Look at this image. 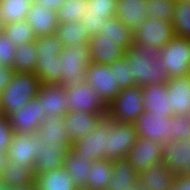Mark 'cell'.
<instances>
[{
  "label": "cell",
  "mask_w": 190,
  "mask_h": 190,
  "mask_svg": "<svg viewBox=\"0 0 190 190\" xmlns=\"http://www.w3.org/2000/svg\"><path fill=\"white\" fill-rule=\"evenodd\" d=\"M158 53L156 48L138 43H132L125 51L124 58L131 67V78L137 86L143 88L169 82L171 77L159 62Z\"/></svg>",
  "instance_id": "6da1fadb"
},
{
  "label": "cell",
  "mask_w": 190,
  "mask_h": 190,
  "mask_svg": "<svg viewBox=\"0 0 190 190\" xmlns=\"http://www.w3.org/2000/svg\"><path fill=\"white\" fill-rule=\"evenodd\" d=\"M40 80L34 73L14 72L8 86L0 94V112L9 116L37 96Z\"/></svg>",
  "instance_id": "7a4b0ae2"
},
{
  "label": "cell",
  "mask_w": 190,
  "mask_h": 190,
  "mask_svg": "<svg viewBox=\"0 0 190 190\" xmlns=\"http://www.w3.org/2000/svg\"><path fill=\"white\" fill-rule=\"evenodd\" d=\"M59 58L61 85L70 86L85 81L88 64L92 62L89 43L64 46Z\"/></svg>",
  "instance_id": "3957f363"
},
{
  "label": "cell",
  "mask_w": 190,
  "mask_h": 190,
  "mask_svg": "<svg viewBox=\"0 0 190 190\" xmlns=\"http://www.w3.org/2000/svg\"><path fill=\"white\" fill-rule=\"evenodd\" d=\"M142 87L121 88L107 106V118L115 122L134 123L144 111Z\"/></svg>",
  "instance_id": "277c9868"
},
{
  "label": "cell",
  "mask_w": 190,
  "mask_h": 190,
  "mask_svg": "<svg viewBox=\"0 0 190 190\" xmlns=\"http://www.w3.org/2000/svg\"><path fill=\"white\" fill-rule=\"evenodd\" d=\"M158 56L171 78L190 75V39L175 36L159 51Z\"/></svg>",
  "instance_id": "5b68a950"
},
{
  "label": "cell",
  "mask_w": 190,
  "mask_h": 190,
  "mask_svg": "<svg viewBox=\"0 0 190 190\" xmlns=\"http://www.w3.org/2000/svg\"><path fill=\"white\" fill-rule=\"evenodd\" d=\"M111 133L112 121L105 117L89 134L72 142L71 149L77 155L93 161L106 159L107 135Z\"/></svg>",
  "instance_id": "8992f818"
},
{
  "label": "cell",
  "mask_w": 190,
  "mask_h": 190,
  "mask_svg": "<svg viewBox=\"0 0 190 190\" xmlns=\"http://www.w3.org/2000/svg\"><path fill=\"white\" fill-rule=\"evenodd\" d=\"M132 34L133 43L154 47L159 51L175 37L172 23L156 17L147 18L133 29Z\"/></svg>",
  "instance_id": "52a82bcc"
},
{
  "label": "cell",
  "mask_w": 190,
  "mask_h": 190,
  "mask_svg": "<svg viewBox=\"0 0 190 190\" xmlns=\"http://www.w3.org/2000/svg\"><path fill=\"white\" fill-rule=\"evenodd\" d=\"M64 87L66 89L68 112L79 111L107 114V105L103 102L98 93L85 81Z\"/></svg>",
  "instance_id": "ba28073f"
},
{
  "label": "cell",
  "mask_w": 190,
  "mask_h": 190,
  "mask_svg": "<svg viewBox=\"0 0 190 190\" xmlns=\"http://www.w3.org/2000/svg\"><path fill=\"white\" fill-rule=\"evenodd\" d=\"M85 82L91 86L108 106L121 90L116 84L115 71L109 65L95 62L88 64Z\"/></svg>",
  "instance_id": "9c48e42d"
},
{
  "label": "cell",
  "mask_w": 190,
  "mask_h": 190,
  "mask_svg": "<svg viewBox=\"0 0 190 190\" xmlns=\"http://www.w3.org/2000/svg\"><path fill=\"white\" fill-rule=\"evenodd\" d=\"M8 117L15 135H27L33 134L39 128L46 114L39 98L35 96L29 103L23 104L21 109L15 110Z\"/></svg>",
  "instance_id": "30bf717a"
},
{
  "label": "cell",
  "mask_w": 190,
  "mask_h": 190,
  "mask_svg": "<svg viewBox=\"0 0 190 190\" xmlns=\"http://www.w3.org/2000/svg\"><path fill=\"white\" fill-rule=\"evenodd\" d=\"M137 138L138 134L133 123L112 121V133L107 135L106 158L126 159Z\"/></svg>",
  "instance_id": "8fae6325"
},
{
  "label": "cell",
  "mask_w": 190,
  "mask_h": 190,
  "mask_svg": "<svg viewBox=\"0 0 190 190\" xmlns=\"http://www.w3.org/2000/svg\"><path fill=\"white\" fill-rule=\"evenodd\" d=\"M171 117L143 111L133 123L138 137L157 141L161 144L170 141Z\"/></svg>",
  "instance_id": "7c38bea8"
},
{
  "label": "cell",
  "mask_w": 190,
  "mask_h": 190,
  "mask_svg": "<svg viewBox=\"0 0 190 190\" xmlns=\"http://www.w3.org/2000/svg\"><path fill=\"white\" fill-rule=\"evenodd\" d=\"M162 164L175 176L190 173V139L170 140L162 147Z\"/></svg>",
  "instance_id": "4fadbf2b"
},
{
  "label": "cell",
  "mask_w": 190,
  "mask_h": 190,
  "mask_svg": "<svg viewBox=\"0 0 190 190\" xmlns=\"http://www.w3.org/2000/svg\"><path fill=\"white\" fill-rule=\"evenodd\" d=\"M162 147L157 141L138 137L126 159L140 173L153 164L162 163Z\"/></svg>",
  "instance_id": "5bb4252c"
},
{
  "label": "cell",
  "mask_w": 190,
  "mask_h": 190,
  "mask_svg": "<svg viewBox=\"0 0 190 190\" xmlns=\"http://www.w3.org/2000/svg\"><path fill=\"white\" fill-rule=\"evenodd\" d=\"M69 149L68 145L39 143L37 158L33 164L34 176L64 167V159Z\"/></svg>",
  "instance_id": "9a60e30c"
},
{
  "label": "cell",
  "mask_w": 190,
  "mask_h": 190,
  "mask_svg": "<svg viewBox=\"0 0 190 190\" xmlns=\"http://www.w3.org/2000/svg\"><path fill=\"white\" fill-rule=\"evenodd\" d=\"M37 97L46 116H65L68 113V102L66 100V89L61 84L40 83Z\"/></svg>",
  "instance_id": "2e32d148"
},
{
  "label": "cell",
  "mask_w": 190,
  "mask_h": 190,
  "mask_svg": "<svg viewBox=\"0 0 190 190\" xmlns=\"http://www.w3.org/2000/svg\"><path fill=\"white\" fill-rule=\"evenodd\" d=\"M39 143H41L40 140L34 134H14L12 143L7 150L8 156L14 162L21 163L33 170Z\"/></svg>",
  "instance_id": "e0dca14e"
},
{
  "label": "cell",
  "mask_w": 190,
  "mask_h": 190,
  "mask_svg": "<svg viewBox=\"0 0 190 190\" xmlns=\"http://www.w3.org/2000/svg\"><path fill=\"white\" fill-rule=\"evenodd\" d=\"M107 114L70 111L65 115V130L71 142L89 134Z\"/></svg>",
  "instance_id": "ac0fdd59"
},
{
  "label": "cell",
  "mask_w": 190,
  "mask_h": 190,
  "mask_svg": "<svg viewBox=\"0 0 190 190\" xmlns=\"http://www.w3.org/2000/svg\"><path fill=\"white\" fill-rule=\"evenodd\" d=\"M166 88L173 115L190 116V75L170 78Z\"/></svg>",
  "instance_id": "d6986e66"
},
{
  "label": "cell",
  "mask_w": 190,
  "mask_h": 190,
  "mask_svg": "<svg viewBox=\"0 0 190 190\" xmlns=\"http://www.w3.org/2000/svg\"><path fill=\"white\" fill-rule=\"evenodd\" d=\"M65 116H46L39 128L33 133L41 143H56L68 145L71 148V139L65 130Z\"/></svg>",
  "instance_id": "ffe728a7"
},
{
  "label": "cell",
  "mask_w": 190,
  "mask_h": 190,
  "mask_svg": "<svg viewBox=\"0 0 190 190\" xmlns=\"http://www.w3.org/2000/svg\"><path fill=\"white\" fill-rule=\"evenodd\" d=\"M26 21L31 25L36 37L54 35L59 24L57 11L32 3Z\"/></svg>",
  "instance_id": "44dd1931"
},
{
  "label": "cell",
  "mask_w": 190,
  "mask_h": 190,
  "mask_svg": "<svg viewBox=\"0 0 190 190\" xmlns=\"http://www.w3.org/2000/svg\"><path fill=\"white\" fill-rule=\"evenodd\" d=\"M137 174L127 159L113 160V172L106 190H147L140 185Z\"/></svg>",
  "instance_id": "7402d4cb"
},
{
  "label": "cell",
  "mask_w": 190,
  "mask_h": 190,
  "mask_svg": "<svg viewBox=\"0 0 190 190\" xmlns=\"http://www.w3.org/2000/svg\"><path fill=\"white\" fill-rule=\"evenodd\" d=\"M144 111L173 116L170 96L167 94L166 84H153L142 88Z\"/></svg>",
  "instance_id": "603a6c76"
},
{
  "label": "cell",
  "mask_w": 190,
  "mask_h": 190,
  "mask_svg": "<svg viewBox=\"0 0 190 190\" xmlns=\"http://www.w3.org/2000/svg\"><path fill=\"white\" fill-rule=\"evenodd\" d=\"M137 180L147 190H170L175 182V175L162 163H158L138 173Z\"/></svg>",
  "instance_id": "cb8c5ba5"
},
{
  "label": "cell",
  "mask_w": 190,
  "mask_h": 190,
  "mask_svg": "<svg viewBox=\"0 0 190 190\" xmlns=\"http://www.w3.org/2000/svg\"><path fill=\"white\" fill-rule=\"evenodd\" d=\"M92 62L111 65L125 55V50L117 44V41L100 39L97 35L89 39Z\"/></svg>",
  "instance_id": "d4e9b609"
},
{
  "label": "cell",
  "mask_w": 190,
  "mask_h": 190,
  "mask_svg": "<svg viewBox=\"0 0 190 190\" xmlns=\"http://www.w3.org/2000/svg\"><path fill=\"white\" fill-rule=\"evenodd\" d=\"M148 0H117L115 17L132 30L147 19Z\"/></svg>",
  "instance_id": "484cf974"
},
{
  "label": "cell",
  "mask_w": 190,
  "mask_h": 190,
  "mask_svg": "<svg viewBox=\"0 0 190 190\" xmlns=\"http://www.w3.org/2000/svg\"><path fill=\"white\" fill-rule=\"evenodd\" d=\"M132 32L133 30L128 25L123 24L120 19L113 16L105 19L97 36L100 39L117 41V44L126 51L133 43Z\"/></svg>",
  "instance_id": "4316f807"
},
{
  "label": "cell",
  "mask_w": 190,
  "mask_h": 190,
  "mask_svg": "<svg viewBox=\"0 0 190 190\" xmlns=\"http://www.w3.org/2000/svg\"><path fill=\"white\" fill-rule=\"evenodd\" d=\"M92 163V159L77 155L71 148L67 151L64 168L79 190H83L87 185L89 169Z\"/></svg>",
  "instance_id": "83f0119b"
},
{
  "label": "cell",
  "mask_w": 190,
  "mask_h": 190,
  "mask_svg": "<svg viewBox=\"0 0 190 190\" xmlns=\"http://www.w3.org/2000/svg\"><path fill=\"white\" fill-rule=\"evenodd\" d=\"M38 190H79L64 167L35 176Z\"/></svg>",
  "instance_id": "f1b7e54d"
},
{
  "label": "cell",
  "mask_w": 190,
  "mask_h": 190,
  "mask_svg": "<svg viewBox=\"0 0 190 190\" xmlns=\"http://www.w3.org/2000/svg\"><path fill=\"white\" fill-rule=\"evenodd\" d=\"M35 75L40 83L60 84V58L57 54L41 53L37 58Z\"/></svg>",
  "instance_id": "f546056e"
},
{
  "label": "cell",
  "mask_w": 190,
  "mask_h": 190,
  "mask_svg": "<svg viewBox=\"0 0 190 190\" xmlns=\"http://www.w3.org/2000/svg\"><path fill=\"white\" fill-rule=\"evenodd\" d=\"M113 172V160L99 159L89 169L87 185L83 190H106Z\"/></svg>",
  "instance_id": "4dcf8cb0"
},
{
  "label": "cell",
  "mask_w": 190,
  "mask_h": 190,
  "mask_svg": "<svg viewBox=\"0 0 190 190\" xmlns=\"http://www.w3.org/2000/svg\"><path fill=\"white\" fill-rule=\"evenodd\" d=\"M55 35L63 46H76L89 43L90 39L86 34L85 26L81 25L80 22L59 23Z\"/></svg>",
  "instance_id": "1f68e13d"
},
{
  "label": "cell",
  "mask_w": 190,
  "mask_h": 190,
  "mask_svg": "<svg viewBox=\"0 0 190 190\" xmlns=\"http://www.w3.org/2000/svg\"><path fill=\"white\" fill-rule=\"evenodd\" d=\"M0 180L13 187L35 183V176L32 169L23 166L21 163H16L9 158V164L3 168Z\"/></svg>",
  "instance_id": "d6a6232c"
},
{
  "label": "cell",
  "mask_w": 190,
  "mask_h": 190,
  "mask_svg": "<svg viewBox=\"0 0 190 190\" xmlns=\"http://www.w3.org/2000/svg\"><path fill=\"white\" fill-rule=\"evenodd\" d=\"M37 51L34 42L24 43L16 48L13 70L15 72L34 73L37 65Z\"/></svg>",
  "instance_id": "836d02e7"
},
{
  "label": "cell",
  "mask_w": 190,
  "mask_h": 190,
  "mask_svg": "<svg viewBox=\"0 0 190 190\" xmlns=\"http://www.w3.org/2000/svg\"><path fill=\"white\" fill-rule=\"evenodd\" d=\"M32 3L33 0H0L4 25L26 20Z\"/></svg>",
  "instance_id": "e575fe53"
},
{
  "label": "cell",
  "mask_w": 190,
  "mask_h": 190,
  "mask_svg": "<svg viewBox=\"0 0 190 190\" xmlns=\"http://www.w3.org/2000/svg\"><path fill=\"white\" fill-rule=\"evenodd\" d=\"M171 23L176 37L190 39V0H175Z\"/></svg>",
  "instance_id": "d590c367"
},
{
  "label": "cell",
  "mask_w": 190,
  "mask_h": 190,
  "mask_svg": "<svg viewBox=\"0 0 190 190\" xmlns=\"http://www.w3.org/2000/svg\"><path fill=\"white\" fill-rule=\"evenodd\" d=\"M1 32L16 47L21 46L24 43L34 42L36 38L31 25L26 20L5 24Z\"/></svg>",
  "instance_id": "8d00e7d4"
},
{
  "label": "cell",
  "mask_w": 190,
  "mask_h": 190,
  "mask_svg": "<svg viewBox=\"0 0 190 190\" xmlns=\"http://www.w3.org/2000/svg\"><path fill=\"white\" fill-rule=\"evenodd\" d=\"M88 0H65L57 10L59 23L80 22V18L89 11Z\"/></svg>",
  "instance_id": "74e56055"
},
{
  "label": "cell",
  "mask_w": 190,
  "mask_h": 190,
  "mask_svg": "<svg viewBox=\"0 0 190 190\" xmlns=\"http://www.w3.org/2000/svg\"><path fill=\"white\" fill-rule=\"evenodd\" d=\"M175 0H148L147 18L172 22Z\"/></svg>",
  "instance_id": "f35d334b"
},
{
  "label": "cell",
  "mask_w": 190,
  "mask_h": 190,
  "mask_svg": "<svg viewBox=\"0 0 190 190\" xmlns=\"http://www.w3.org/2000/svg\"><path fill=\"white\" fill-rule=\"evenodd\" d=\"M89 11L85 15L102 16V19L112 18L115 15L117 0H88Z\"/></svg>",
  "instance_id": "ab89813d"
},
{
  "label": "cell",
  "mask_w": 190,
  "mask_h": 190,
  "mask_svg": "<svg viewBox=\"0 0 190 190\" xmlns=\"http://www.w3.org/2000/svg\"><path fill=\"white\" fill-rule=\"evenodd\" d=\"M109 67L115 71L116 84L120 88L136 86L134 80L131 78V67L124 57L113 62Z\"/></svg>",
  "instance_id": "60d3db41"
},
{
  "label": "cell",
  "mask_w": 190,
  "mask_h": 190,
  "mask_svg": "<svg viewBox=\"0 0 190 190\" xmlns=\"http://www.w3.org/2000/svg\"><path fill=\"white\" fill-rule=\"evenodd\" d=\"M190 139V116L173 115L171 117L170 140Z\"/></svg>",
  "instance_id": "b9f144b4"
},
{
  "label": "cell",
  "mask_w": 190,
  "mask_h": 190,
  "mask_svg": "<svg viewBox=\"0 0 190 190\" xmlns=\"http://www.w3.org/2000/svg\"><path fill=\"white\" fill-rule=\"evenodd\" d=\"M34 43L36 46L38 56L41 55V53H51L60 55L64 47L55 34L47 36H38L35 38Z\"/></svg>",
  "instance_id": "7bdbcfd3"
},
{
  "label": "cell",
  "mask_w": 190,
  "mask_h": 190,
  "mask_svg": "<svg viewBox=\"0 0 190 190\" xmlns=\"http://www.w3.org/2000/svg\"><path fill=\"white\" fill-rule=\"evenodd\" d=\"M16 46L0 32V66L13 69Z\"/></svg>",
  "instance_id": "ee69618b"
},
{
  "label": "cell",
  "mask_w": 190,
  "mask_h": 190,
  "mask_svg": "<svg viewBox=\"0 0 190 190\" xmlns=\"http://www.w3.org/2000/svg\"><path fill=\"white\" fill-rule=\"evenodd\" d=\"M104 22L105 19H102V16L84 14L80 18V23L81 25L85 26L86 34L89 38L94 35H97L100 32Z\"/></svg>",
  "instance_id": "f6af8a7d"
},
{
  "label": "cell",
  "mask_w": 190,
  "mask_h": 190,
  "mask_svg": "<svg viewBox=\"0 0 190 190\" xmlns=\"http://www.w3.org/2000/svg\"><path fill=\"white\" fill-rule=\"evenodd\" d=\"M14 132L10 125L9 117L3 115L0 112V148H6L8 150L12 143Z\"/></svg>",
  "instance_id": "bcb514c9"
},
{
  "label": "cell",
  "mask_w": 190,
  "mask_h": 190,
  "mask_svg": "<svg viewBox=\"0 0 190 190\" xmlns=\"http://www.w3.org/2000/svg\"><path fill=\"white\" fill-rule=\"evenodd\" d=\"M14 72L15 71L10 67L0 66V94L8 86Z\"/></svg>",
  "instance_id": "7dc6e473"
},
{
  "label": "cell",
  "mask_w": 190,
  "mask_h": 190,
  "mask_svg": "<svg viewBox=\"0 0 190 190\" xmlns=\"http://www.w3.org/2000/svg\"><path fill=\"white\" fill-rule=\"evenodd\" d=\"M170 190H190V173L175 176V182Z\"/></svg>",
  "instance_id": "c3c4849f"
},
{
  "label": "cell",
  "mask_w": 190,
  "mask_h": 190,
  "mask_svg": "<svg viewBox=\"0 0 190 190\" xmlns=\"http://www.w3.org/2000/svg\"><path fill=\"white\" fill-rule=\"evenodd\" d=\"M65 0H33L34 3L43 5L44 8L57 11Z\"/></svg>",
  "instance_id": "681fc988"
},
{
  "label": "cell",
  "mask_w": 190,
  "mask_h": 190,
  "mask_svg": "<svg viewBox=\"0 0 190 190\" xmlns=\"http://www.w3.org/2000/svg\"><path fill=\"white\" fill-rule=\"evenodd\" d=\"M9 164V156L7 153V149L1 147L0 148V176L2 175L3 168Z\"/></svg>",
  "instance_id": "f907efd6"
},
{
  "label": "cell",
  "mask_w": 190,
  "mask_h": 190,
  "mask_svg": "<svg viewBox=\"0 0 190 190\" xmlns=\"http://www.w3.org/2000/svg\"><path fill=\"white\" fill-rule=\"evenodd\" d=\"M10 190H38L35 183L13 186Z\"/></svg>",
  "instance_id": "816d5d0a"
},
{
  "label": "cell",
  "mask_w": 190,
  "mask_h": 190,
  "mask_svg": "<svg viewBox=\"0 0 190 190\" xmlns=\"http://www.w3.org/2000/svg\"><path fill=\"white\" fill-rule=\"evenodd\" d=\"M11 186L8 185L7 183H3L1 180H0V190H10Z\"/></svg>",
  "instance_id": "f5cc1de1"
},
{
  "label": "cell",
  "mask_w": 190,
  "mask_h": 190,
  "mask_svg": "<svg viewBox=\"0 0 190 190\" xmlns=\"http://www.w3.org/2000/svg\"><path fill=\"white\" fill-rule=\"evenodd\" d=\"M3 26H4V22H3V19H2L1 7H0V32H1L2 28H3Z\"/></svg>",
  "instance_id": "db71d44e"
}]
</instances>
